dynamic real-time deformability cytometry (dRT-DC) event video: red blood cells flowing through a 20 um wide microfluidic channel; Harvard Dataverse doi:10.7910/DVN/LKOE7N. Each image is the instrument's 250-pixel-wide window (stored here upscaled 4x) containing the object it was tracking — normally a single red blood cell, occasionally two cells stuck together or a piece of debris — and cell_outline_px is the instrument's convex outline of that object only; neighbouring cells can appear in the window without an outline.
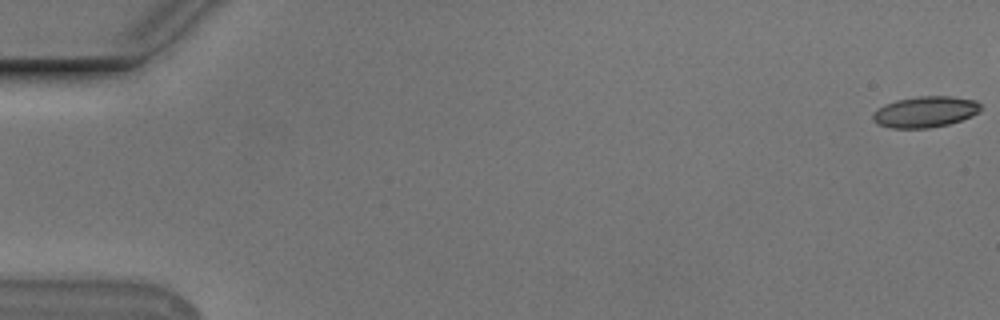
{"species": "Egyptian fruit bat (a non-hibernating species)", "species_latin": "Rousettus aegyptiacus", "temperature_condition": "cold", "stored_images_in_passage": 49, "camera_frame_rate_fps": 3000, "um_per_image_px": 0.085, "animal": {"sex": "male"}, "frame": {"image": 1, "passage_image": 1, "time_ms": 0.0, "image_size_px": [1000, 320], "cell_outline_px": [[980, 112], [972, 116], [948, 124], [928, 128], [892, 128], [876, 124], [872, 120], [872, 112], [884, 104], [896, 100], [916, 96], [952, 96], [976, 100], [980, 104]], "centroid_in_image_um": [78.61, 9.5], "position_along_channel_um": 6.4, "area_um2": 19.71}}
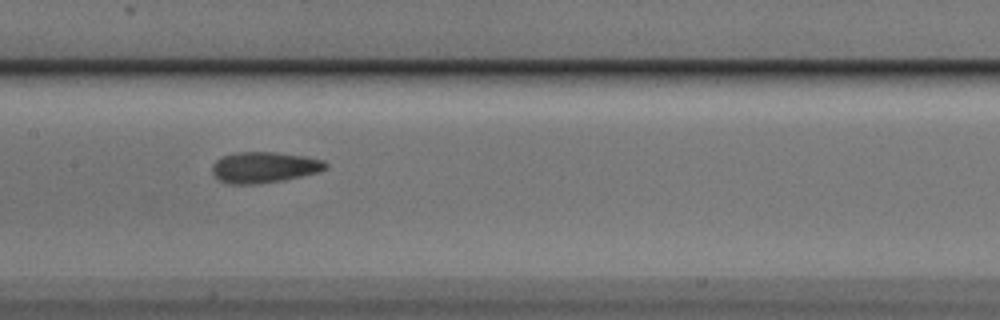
{"frame": {"image": 2, "passage_image": 28, "time_ms": 9.0, "image_size_px": [1000, 320], "cell_outline_px": [[328, 168], [316, 172], [284, 180], [260, 184], [228, 184], [220, 180], [212, 172], [212, 164], [216, 160], [224, 156], [236, 152], [276, 152], [308, 156], [324, 160], [328, 164]], "centroid_in_image_um": [22.47, 14.22], "position_along_channel_um": 184.9, "area_um2": 20.58}}
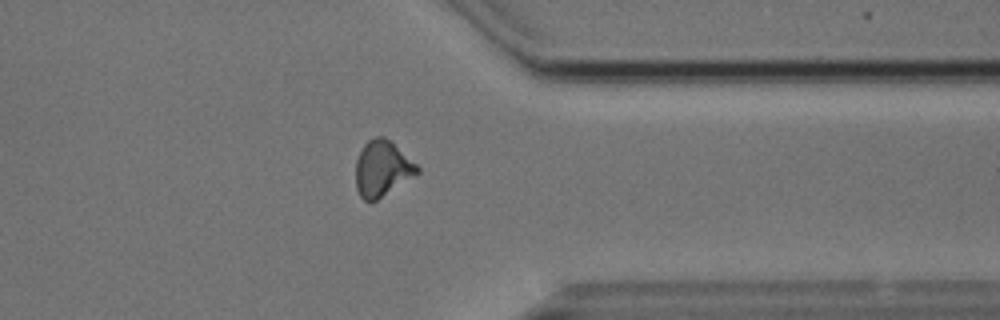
{"frame": {"image": 3, "passage_image": 44, "time_ms": 14.333, "image_size_px": [1000, 320], "cell_outline_px": [[420, 172], [376, 200], [364, 200], [360, 196], [356, 188], [356, 160], [364, 144], [368, 140], [376, 136], [384, 136], [416, 164], [420, 168]], "centroid_in_image_um": [32.46, 14.32], "position_along_channel_um": 378.9, "area_um2": 19.54}, "authors_computed_cell_mechanics": {"area_um2": 19.8254, "velocity_mm_per_s": 3.7494, "shape_relaxation_time_tau1_ms": 3.501, "shape_relaxation_time_tau2_ms": 1.5656, "deformation_change_tau1": 0.1365, "deformation_change_tau2": 0.091}}